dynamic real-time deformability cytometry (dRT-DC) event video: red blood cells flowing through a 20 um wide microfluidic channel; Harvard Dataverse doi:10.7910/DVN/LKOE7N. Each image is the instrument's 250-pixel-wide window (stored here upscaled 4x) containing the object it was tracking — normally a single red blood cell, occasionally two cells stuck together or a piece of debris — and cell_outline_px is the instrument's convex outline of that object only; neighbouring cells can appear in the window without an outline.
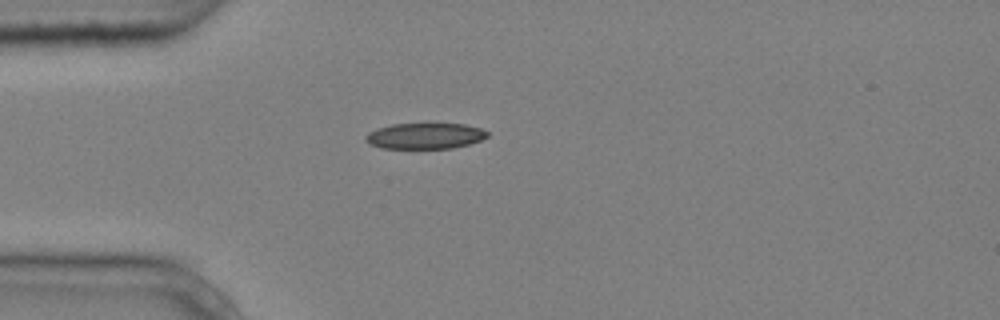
{"species": "common noctule bat (a hibernating species)", "species_latin": "Nyctalus noctula", "temperature_condition": "cold", "stored_images_in_passage": 1, "camera_frame_rate_fps": 3000, "um_per_image_px": 0.085, "animal": {"sex": "male", "body_mass_g": 20.4}, "frame": {"image": 1, "passage_image": 1, "time_ms": 0.0, "image_size_px": [1000, 320], "cell_outline_px": [[488, 136], [480, 140], [468, 144], [452, 148], [384, 148], [368, 144], [364, 140], [364, 136], [368, 132], [392, 124], [428, 120], [432, 120], [464, 124], [480, 128], [488, 132]], "centroid_in_image_um": [36.12, 11.49], "position_along_channel_um": 48.9, "area_um2": 19.31}}